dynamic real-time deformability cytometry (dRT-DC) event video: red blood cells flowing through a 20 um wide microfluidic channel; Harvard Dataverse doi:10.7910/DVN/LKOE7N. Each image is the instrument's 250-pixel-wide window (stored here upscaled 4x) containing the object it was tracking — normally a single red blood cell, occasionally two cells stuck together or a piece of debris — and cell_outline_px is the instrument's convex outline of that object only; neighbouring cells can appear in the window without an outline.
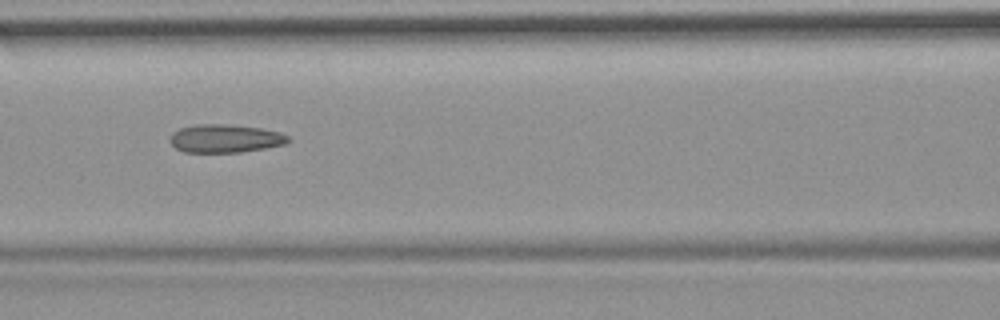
{"species": "common noctule bat (a hibernating species)", "species_latin": "Nyctalus noctula", "temperature_condition": "room temperature", "stored_images_in_passage": 54, "camera_frame_rate_fps": 3000, "um_per_image_px": 0.085, "animal": {"sex": "female", "body_mass_g": 19.9}, "frame": {"image": 1, "passage_image": 24, "time_ms": 7.667, "image_size_px": [1000, 320], "cell_outline_px": [[292, 140], [284, 144], [264, 148], [240, 152], [184, 152], [176, 148], [168, 140], [172, 132], [180, 128], [196, 124], [228, 124], [260, 128], [280, 132], [288, 136]], "centroid_in_image_um": [19.12, 11.76], "position_along_channel_um": 147.5, "area_um2": 19.48}, "authors_computed_cell_mechanics": {"area_um2": 19.941, "velocity_mm_per_s": 3.7185, "shape_relaxation_time_tau1_ms": null, "shape_relaxation_time_tau2_ms": 2.0948, "deformation_change_tau1": null, "deformation_change_tau2": 0.1206}}